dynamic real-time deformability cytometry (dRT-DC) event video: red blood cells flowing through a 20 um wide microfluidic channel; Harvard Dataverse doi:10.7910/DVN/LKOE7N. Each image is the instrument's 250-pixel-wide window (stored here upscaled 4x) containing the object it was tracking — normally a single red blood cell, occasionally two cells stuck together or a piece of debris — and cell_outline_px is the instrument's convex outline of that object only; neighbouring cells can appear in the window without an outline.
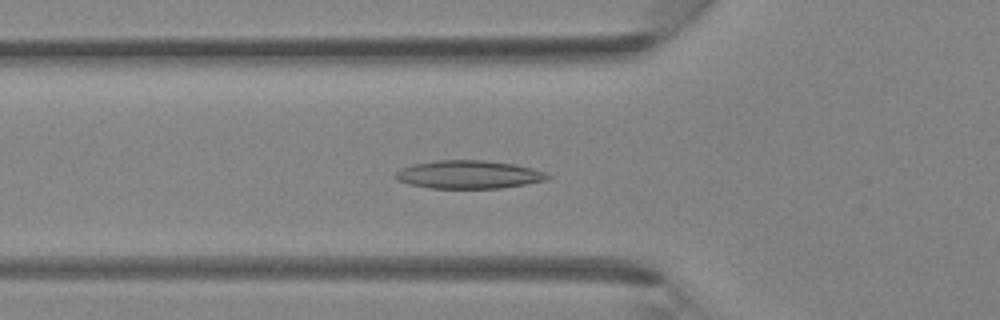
{"species": "Egyptian fruit bat (a non-hibernating species)", "species_latin": "Rousettus aegyptiacus", "temperature_condition": "room temperature", "stored_images_in_passage": 41, "camera_frame_rate_fps": 3000, "um_per_image_px": 0.085, "animal": {"sex": "female"}, "frame": {"image": 1, "passage_image": 14, "time_ms": 4.333, "image_size_px": [1000, 320], "cell_outline_px": [[552, 176], [548, 180], [500, 188], [428, 188], [408, 184], [396, 180], [392, 176], [400, 168], [412, 164], [436, 160], [484, 160], [516, 164], [532, 168], [544, 172]], "centroid_in_image_um": [39.8, 14.83], "position_along_channel_um": 86.0, "area_um2": 25.2}}
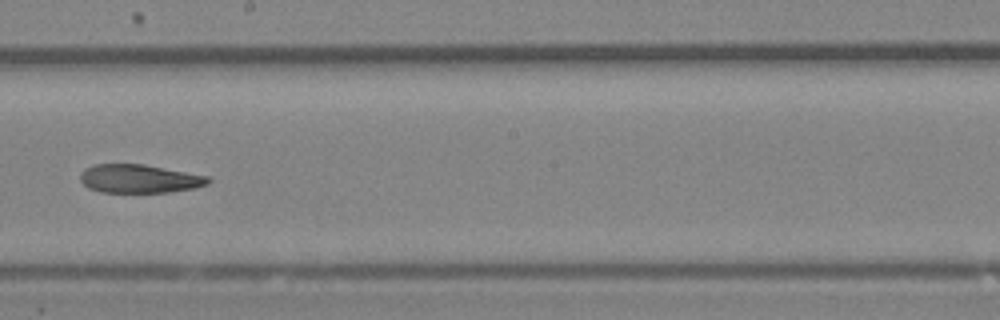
{"frame": {"image": 2, "passage_image": 23, "time_ms": 7.333, "image_size_px": [1000, 320], "cell_outline_px": [[212, 180], [208, 184], [196, 188], [168, 192], [100, 192], [88, 188], [80, 180], [80, 172], [84, 168], [92, 164], [144, 164], [208, 176]], "centroid_in_image_um": [11.83, 15.19], "position_along_channel_um": 236.4, "area_um2": 21.39}}
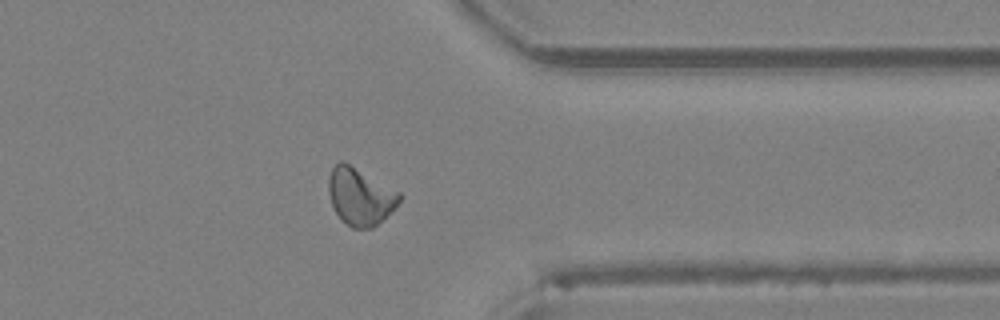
{"frame": {"image": 3, "passage_image": 32, "time_ms": 10.333, "image_size_px": [1000, 320], "cell_outline_px": [[404, 196], [372, 228], [352, 228], [336, 212], [332, 204], [328, 192], [328, 176], [332, 168], [340, 160], [344, 160], [400, 192]], "centroid_in_image_um": [30.59, 16.64], "position_along_channel_um": 380.8, "area_um2": 23.24}}